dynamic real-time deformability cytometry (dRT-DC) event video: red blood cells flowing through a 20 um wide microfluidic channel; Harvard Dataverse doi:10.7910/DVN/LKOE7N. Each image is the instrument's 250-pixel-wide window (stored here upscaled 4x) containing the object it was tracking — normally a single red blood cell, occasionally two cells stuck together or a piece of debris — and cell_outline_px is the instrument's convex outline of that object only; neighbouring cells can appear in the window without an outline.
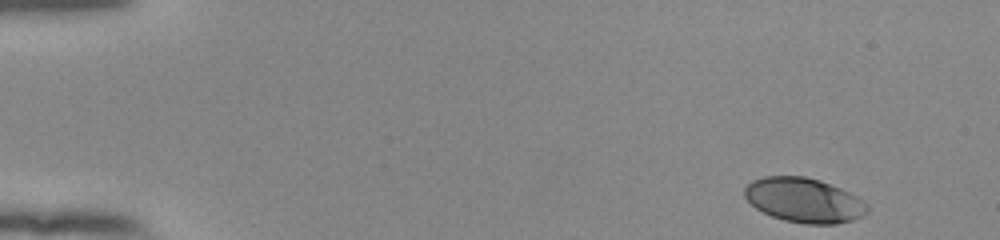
{"species": "human", "species_latin": "Homo sapiens", "temperature_condition": "room temperature", "stored_images_in_passage": 51, "camera_frame_rate_fps": 3000, "um_per_image_px": 0.085, "donor": {"sex": "female"}, "frame": {"image": 1, "passage_image": 1, "time_ms": 0.0, "image_size_px": [1000, 240], "cell_outline_px": [[868, 212], [864, 216], [852, 220], [836, 224], [804, 224], [784, 220], [772, 216], [756, 208], [744, 196], [744, 188], [752, 180], [764, 176], [804, 176], [820, 180], [840, 188], [856, 196], [868, 204]], "centroid_in_image_um": [68.35, 17.02], "position_along_channel_um": 16.6, "area_um2": 31.91}}
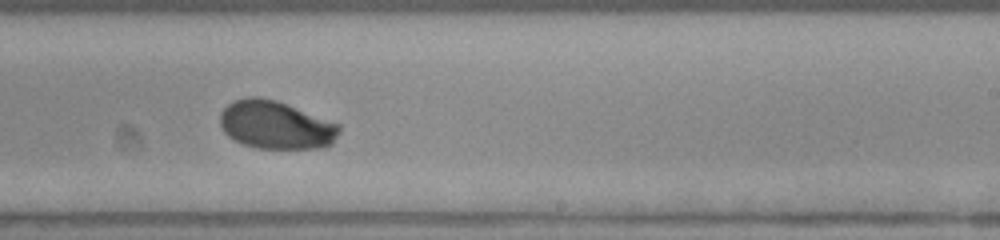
{"frame": {"image": 2, "passage_image": 31, "time_ms": 10.0, "image_size_px": [1000, 240], "cell_outline_px": [[340, 132], [332, 144], [324, 148], [256, 148], [232, 140], [224, 132], [220, 124], [220, 112], [232, 100], [244, 96], [256, 96], [276, 100], [340, 124]], "centroid_in_image_um": [23.43, 10.62], "position_along_channel_um": 265.6, "area_um2": 33.7}}
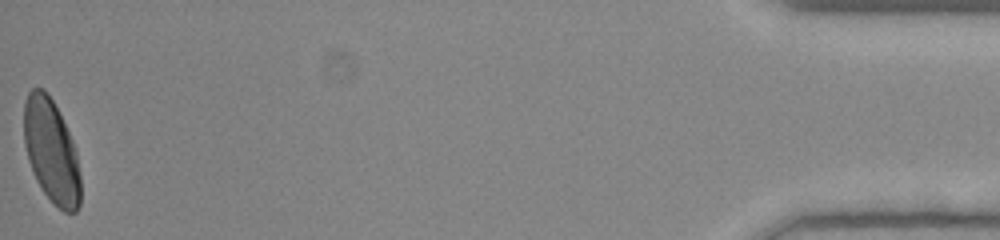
{"frame": {"image": 3, "passage_image": 51, "time_ms": 16.667, "image_size_px": [1000, 240], "cell_outline_px": [[80, 204], [76, 212], [64, 212], [44, 192], [36, 180], [32, 172], [28, 160], [24, 144], [24, 100], [28, 92], [32, 88], [44, 88], [52, 100], [76, 148], [80, 176]], "centroid_in_image_um": [4.35, 12.84], "position_along_channel_um": 430.9, "area_um2": 33.99}, "authors_computed_cell_mechanics": {"area_um2": 33.524, "velocity_mm_per_s": 3.8224, "shape_relaxation_time_tau1_ms": 2.2001, "shape_relaxation_time_tau2_ms": null, "deformation_change_tau1": 0.1342, "deformation_change_tau2": null}}